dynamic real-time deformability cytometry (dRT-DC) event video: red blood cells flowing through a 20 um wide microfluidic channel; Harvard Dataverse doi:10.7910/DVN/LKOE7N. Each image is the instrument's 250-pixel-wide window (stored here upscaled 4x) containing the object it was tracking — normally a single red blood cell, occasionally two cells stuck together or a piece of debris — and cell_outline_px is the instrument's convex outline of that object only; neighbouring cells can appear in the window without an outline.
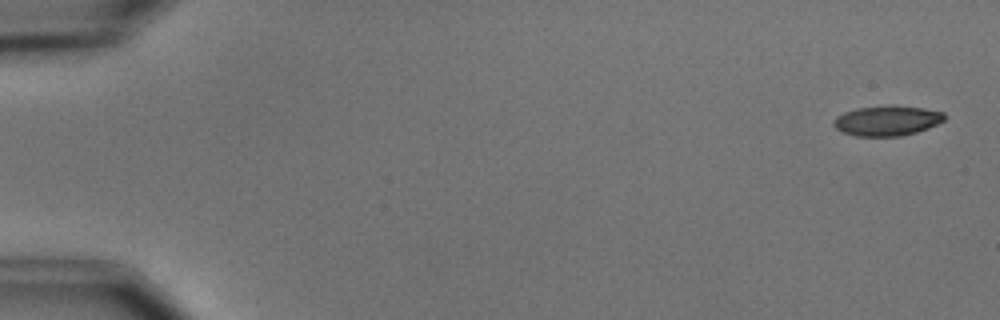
{"species": "common noctule bat (a hibernating species)", "species_latin": "Nyctalus noctula", "temperature_condition": "cold", "stored_images_in_passage": 2, "camera_frame_rate_fps": 3000, "um_per_image_px": 0.085, "animal": {"sex": "male", "body_mass_g": 15.6}, "frame": {"image": 1, "passage_image": 1, "time_ms": 0.0, "image_size_px": [1000, 320], "cell_outline_px": [[944, 120], [928, 128], [916, 132], [900, 136], [856, 136], [844, 132], [836, 128], [832, 124], [836, 116], [844, 112], [856, 108], [888, 104], [892, 104], [924, 108], [944, 112]], "centroid_in_image_um": [75.39, 10.23], "position_along_channel_um": 9.6, "area_um2": 19.59}}